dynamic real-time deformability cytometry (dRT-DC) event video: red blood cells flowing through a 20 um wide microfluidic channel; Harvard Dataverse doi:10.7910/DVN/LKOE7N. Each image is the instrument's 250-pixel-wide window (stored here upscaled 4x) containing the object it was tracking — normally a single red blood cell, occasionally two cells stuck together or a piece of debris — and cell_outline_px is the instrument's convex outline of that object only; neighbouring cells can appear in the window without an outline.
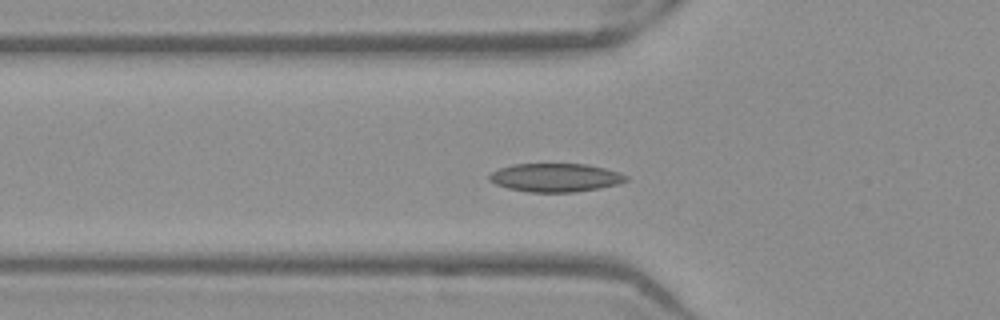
{"species": "Egyptian fruit bat (a non-hibernating species)", "species_latin": "Rousettus aegyptiacus", "temperature_condition": "warm", "stored_images_in_passage": 51, "camera_frame_rate_fps": 3000, "um_per_image_px": 0.085, "frame": {"image": 1, "passage_image": 16, "time_ms": 5.0, "image_size_px": [1000, 320], "cell_outline_px": [[628, 180], [620, 184], [600, 188], [572, 192], [528, 192], [508, 188], [496, 184], [488, 180], [488, 176], [492, 172], [500, 168], [512, 164], [588, 164], [620, 172], [628, 176]], "centroid_in_image_um": [47.23, 15.09], "position_along_channel_um": 78.6, "area_um2": 22.77}}
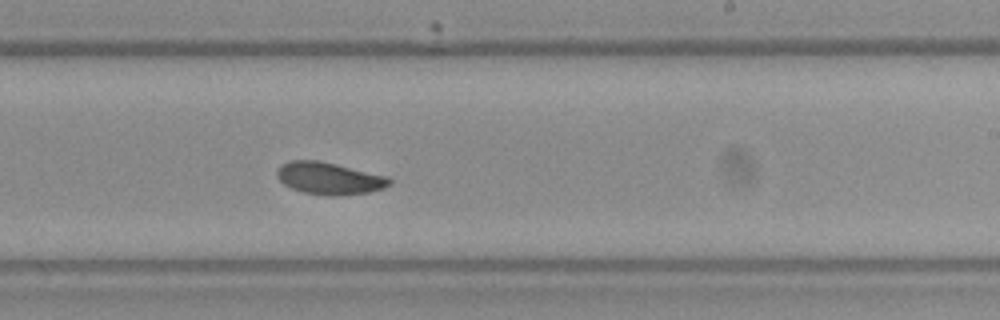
{"frame": {"image": 2, "passage_image": 30, "time_ms": 9.667, "image_size_px": [1000, 320], "cell_outline_px": [[392, 184], [384, 188], [368, 192], [340, 196], [328, 196], [304, 192], [292, 188], [284, 184], [276, 176], [276, 172], [280, 164], [288, 160], [316, 160], [336, 164], [388, 176], [392, 180]], "centroid_in_image_um": [27.99, 15.16], "position_along_channel_um": 261.0, "area_um2": 21.21}}
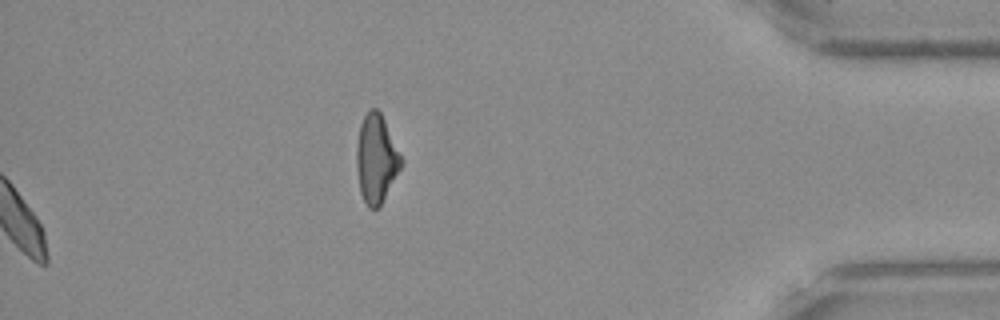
{"frame": {"image": 3, "passage_image": 51, "time_ms": 16.667, "image_size_px": [1000, 320], "cell_outline_px": [[404, 164], [380, 208], [368, 208], [360, 192], [356, 168], [356, 148], [360, 124], [364, 116], [372, 108], [376, 108], [380, 112], [404, 160]], "centroid_in_image_um": [32.0, 13.55], "position_along_channel_um": 403.2, "area_um2": 23.29}, "authors_computed_cell_mechanics": {"area_um2": 21.097, "velocity_mm_per_s": 3.8984, "shape_relaxation_time_tau1_ms": 4.7683, "shape_relaxation_time_tau2_ms": 3.0908, "deformation_change_tau1": 0.1223, "deformation_change_tau2": 0.0605}}